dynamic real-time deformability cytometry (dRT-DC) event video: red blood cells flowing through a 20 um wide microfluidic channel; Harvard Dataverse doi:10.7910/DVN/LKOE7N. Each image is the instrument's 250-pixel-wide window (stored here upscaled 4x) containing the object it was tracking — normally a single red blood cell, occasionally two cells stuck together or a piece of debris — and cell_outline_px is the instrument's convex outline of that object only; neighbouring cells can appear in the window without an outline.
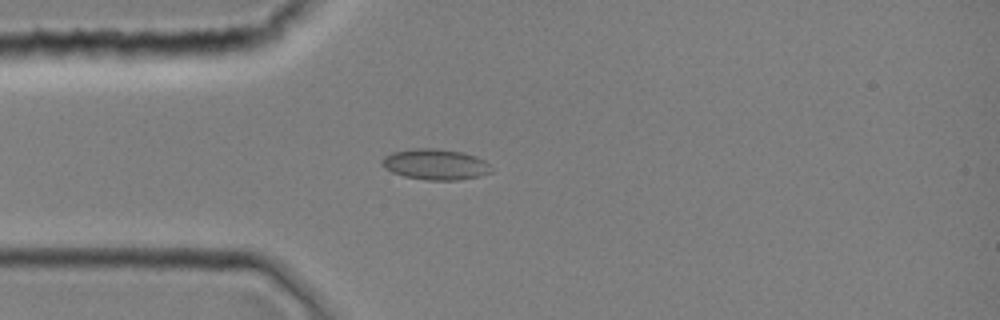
{"species": "common noctule bat (a hibernating species)", "species_latin": "Nyctalus noctula", "temperature_condition": "room temperature", "stored_images_in_passage": 1, "camera_frame_rate_fps": 3000, "um_per_image_px": 0.085, "animal": {"sex": "female", "body_mass_g": 19.0, "forearm_length_mm": 51.5}, "frame": {"image": 1, "passage_image": 1, "time_ms": 0.0, "image_size_px": [1000, 320], "cell_outline_px": [[492, 172], [480, 176], [456, 180], [428, 180], [404, 176], [392, 172], [384, 168], [380, 164], [380, 160], [384, 156], [392, 152], [416, 148], [432, 148], [464, 152], [476, 156], [484, 160], [488, 164]], "centroid_in_image_um": [36.98, 13.97], "position_along_channel_um": 48.0, "area_um2": 19.65}}